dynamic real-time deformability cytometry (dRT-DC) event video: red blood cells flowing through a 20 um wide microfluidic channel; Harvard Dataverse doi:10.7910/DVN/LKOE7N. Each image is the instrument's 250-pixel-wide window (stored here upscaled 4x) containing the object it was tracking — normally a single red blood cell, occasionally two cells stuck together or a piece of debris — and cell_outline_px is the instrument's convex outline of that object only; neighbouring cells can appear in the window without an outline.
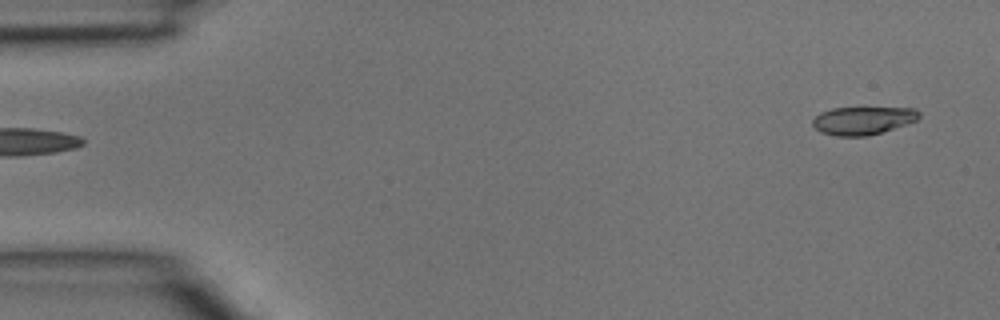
{"species": "common noctule bat (a hibernating species)", "species_latin": "Nyctalus noctula", "temperature_condition": "room temperature", "stored_images_in_passage": 5, "segment_of_instrument_passage": [2, 2], "camera_frame_rate_fps": 3000, "um_per_image_px": 0.085, "animal": {"sex": "male", "body_mass_g": 15.6}, "frame": {"image": 1, "passage_image": 5, "time_ms": 1.333, "image_size_px": [1000, 320], "cell_outline_px": [[920, 116], [916, 120], [880, 132], [864, 136], [836, 136], [820, 132], [812, 124], [812, 120], [820, 112], [832, 108], [916, 108], [920, 112]], "centroid_in_image_um": [73.31, 10.23], "position_along_channel_um": 11.7, "area_um2": 17.11}}